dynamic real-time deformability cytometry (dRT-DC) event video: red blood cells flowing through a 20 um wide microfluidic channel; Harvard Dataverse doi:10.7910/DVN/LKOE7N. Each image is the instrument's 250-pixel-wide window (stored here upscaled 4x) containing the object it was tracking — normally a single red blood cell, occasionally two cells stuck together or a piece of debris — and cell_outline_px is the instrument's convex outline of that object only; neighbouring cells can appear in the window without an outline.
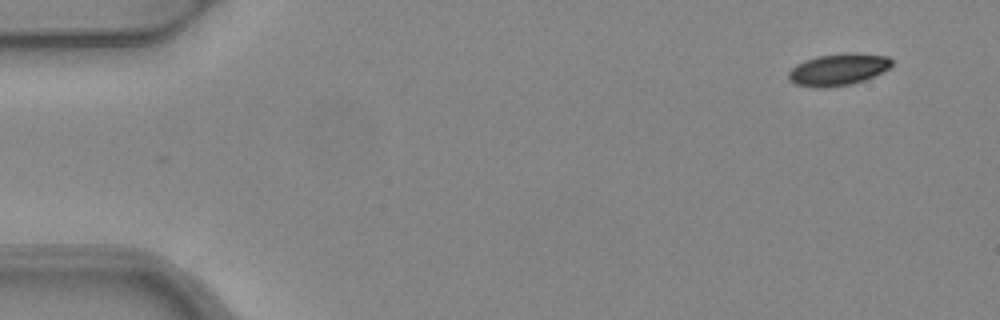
{"species": "common noctule bat (a hibernating species)", "species_latin": "Nyctalus noctula", "temperature_condition": "warm", "stored_images_in_passage": 5, "segment_of_instrument_passage": [2, 2], "camera_frame_rate_fps": 3000, "um_per_image_px": 0.085, "animal": {"sex": "female", "body_mass_g": 24.6, "forearm_length_mm": 56.2}, "frame": {"image": 1, "passage_image": 5, "time_ms": 1.333, "image_size_px": [1000, 320], "cell_outline_px": [[892, 64], [888, 68], [864, 80], [852, 84], [828, 88], [816, 88], [796, 84], [788, 80], [788, 72], [796, 64], [804, 60], [816, 56], [852, 52], [856, 52], [888, 56], [892, 60]], "centroid_in_image_um": [71.21, 5.9], "position_along_channel_um": 13.8, "area_um2": 19.31}}